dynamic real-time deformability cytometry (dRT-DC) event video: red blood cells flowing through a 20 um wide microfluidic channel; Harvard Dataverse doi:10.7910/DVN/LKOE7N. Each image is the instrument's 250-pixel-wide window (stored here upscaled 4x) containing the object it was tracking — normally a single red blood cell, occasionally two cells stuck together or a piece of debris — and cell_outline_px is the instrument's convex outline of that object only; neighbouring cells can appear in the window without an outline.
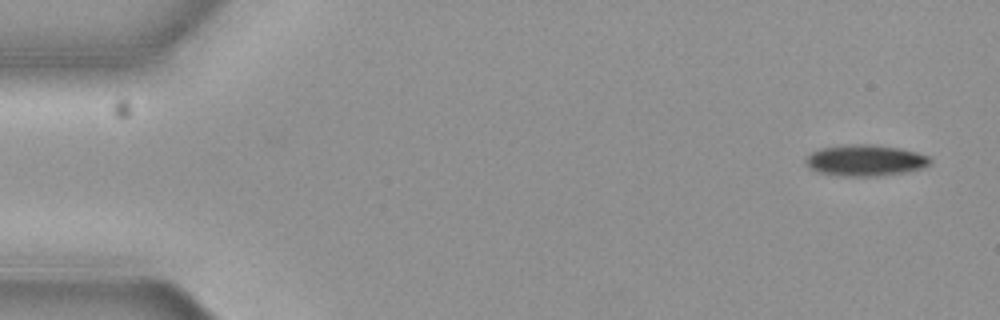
{"species": "common noctule bat (a hibernating species)", "species_latin": "Nyctalus noctula", "temperature_condition": "cold", "stored_images_in_passage": 5, "camera_frame_rate_fps": 3000, "um_per_image_px": 0.085, "animal": {"sex": "female", "body_mass_g": 19.3, "forearm_length_mm": 54.1}, "frame": {"image": 1, "passage_image": 1, "time_ms": 0.0, "image_size_px": [1000, 320], "cell_outline_px": [[932, 164], [908, 172], [880, 176], [836, 176], [816, 172], [808, 168], [804, 164], [804, 160], [812, 152], [824, 148], [856, 144], [868, 144], [900, 148], [916, 152], [928, 156], [932, 160]], "centroid_in_image_um": [73.54, 13.66], "position_along_channel_um": 11.5, "area_um2": 22.77}}
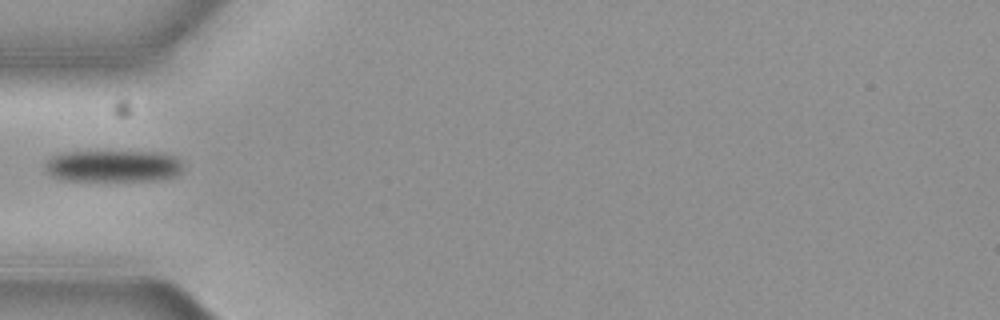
{"frame": {"image": 2, "passage_image": 5, "time_ms": 1.333, "image_size_px": [1000, 320], "cell_outline_px": [[180, 172], [172, 176], [148, 180], [68, 180], [52, 176], [48, 172], [44, 164], [52, 156], [64, 152], [164, 152], [172, 156], [180, 164]], "centroid_in_image_um": [9.55, 14.1], "position_along_channel_um": 75.4, "area_um2": 24.85}}